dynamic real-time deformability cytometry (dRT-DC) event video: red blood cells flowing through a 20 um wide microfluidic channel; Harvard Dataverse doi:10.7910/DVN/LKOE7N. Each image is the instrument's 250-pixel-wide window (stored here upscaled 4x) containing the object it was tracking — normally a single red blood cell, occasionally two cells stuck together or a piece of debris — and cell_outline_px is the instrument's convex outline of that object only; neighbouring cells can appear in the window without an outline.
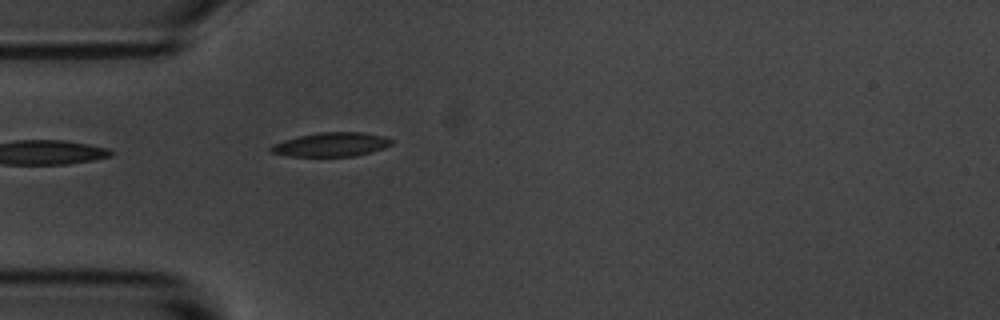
{"species": "common noctule bat (a hibernating species)", "species_latin": "Nyctalus noctula", "temperature_condition": "room temperature", "stored_images_in_passage": 4, "camera_frame_rate_fps": 3000, "um_per_image_px": 0.085, "animal": {"sex": "male", "body_mass_g": 20.1, "forearm_length_mm": 53.5}, "frame": {"image": 1, "passage_image": 4, "time_ms": 3.667, "image_size_px": [1000, 320], "cell_outline_px": [[392, 144], [384, 148], [372, 152], [356, 156], [288, 156], [272, 152], [268, 148], [272, 144], [284, 140], [316, 132], [364, 132], [384, 136], [392, 140]], "centroid_in_image_um": [28.17, 12.28], "position_along_channel_um": 56.8, "area_um2": 16.94}}